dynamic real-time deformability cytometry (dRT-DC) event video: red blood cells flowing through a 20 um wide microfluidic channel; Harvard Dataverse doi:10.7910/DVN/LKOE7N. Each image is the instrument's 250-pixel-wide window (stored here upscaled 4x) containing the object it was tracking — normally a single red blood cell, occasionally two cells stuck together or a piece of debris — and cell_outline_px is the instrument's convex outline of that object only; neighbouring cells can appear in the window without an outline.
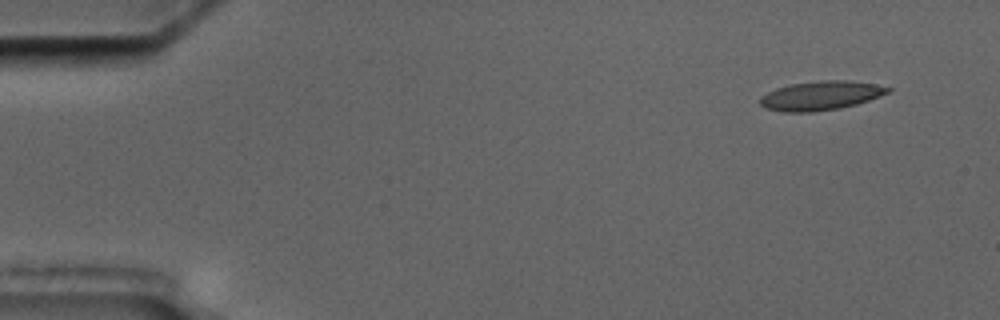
{"species": "common noctule bat (a hibernating species)", "species_latin": "Nyctalus noctula", "temperature_condition": "cold", "stored_images_in_passage": 3, "camera_frame_rate_fps": 3000, "um_per_image_px": 0.085, "animal": {"sex": "male", "body_mass_g": 17.5, "forearm_length_mm": 52.3}, "frame": {"image": 1, "passage_image": 1, "time_ms": 0.0, "image_size_px": [1000, 320], "cell_outline_px": [[892, 88], [888, 92], [880, 96], [856, 104], [840, 108], [812, 112], [784, 112], [764, 108], [760, 104], [760, 96], [776, 88], [788, 84], [820, 80], [844, 80], [876, 84]], "centroid_in_image_um": [69.73, 8.12], "position_along_channel_um": 15.3, "area_um2": 21.68}}